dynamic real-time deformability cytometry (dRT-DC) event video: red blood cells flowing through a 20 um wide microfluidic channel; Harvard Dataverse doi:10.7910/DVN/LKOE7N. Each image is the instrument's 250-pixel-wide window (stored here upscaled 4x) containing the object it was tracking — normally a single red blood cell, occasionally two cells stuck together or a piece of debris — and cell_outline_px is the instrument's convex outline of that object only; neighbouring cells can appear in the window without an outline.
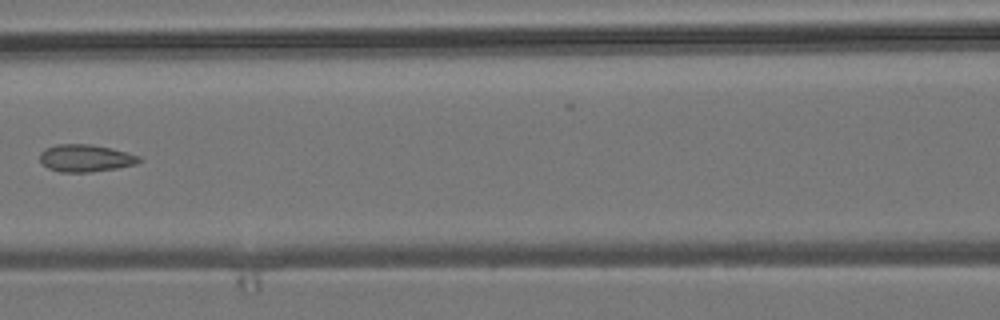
{"species": "common noctule bat (a hibernating species)", "species_latin": "Nyctalus noctula", "temperature_condition": "room temperature", "stored_images_in_passage": 6, "camera_frame_rate_fps": 3000, "um_per_image_px": 0.085, "animal": {"sex": "male", "body_mass_g": 19.2, "forearm_length_mm": 51.8}, "frame": {"image": 1, "passage_image": 5, "time_ms": 4.667, "image_size_px": [1000, 320], "cell_outline_px": [[144, 160], [136, 164], [116, 168], [92, 172], [60, 172], [48, 168], [40, 160], [40, 152], [44, 148], [56, 144], [92, 144], [112, 148], [140, 156]], "centroid_in_image_um": [7.28, 13.43], "position_along_channel_um": 159.3, "area_um2": 15.95}}
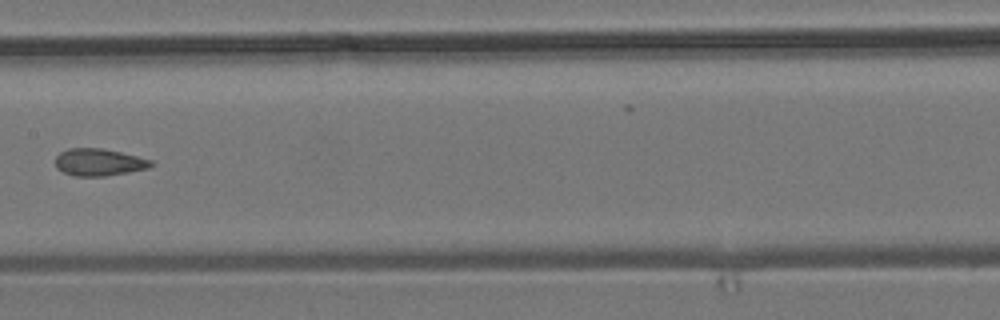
{"frame": {"image": 2, "passage_image": 6, "time_ms": 5.667, "image_size_px": [1000, 320], "cell_outline_px": [[156, 164], [148, 168], [128, 172], [104, 176], [76, 176], [64, 172], [56, 168], [56, 156], [60, 152], [68, 148], [100, 148], [120, 152], [152, 160]], "centroid_in_image_um": [8.41, 13.79], "position_along_channel_um": 199.0, "area_um2": 15.09}}